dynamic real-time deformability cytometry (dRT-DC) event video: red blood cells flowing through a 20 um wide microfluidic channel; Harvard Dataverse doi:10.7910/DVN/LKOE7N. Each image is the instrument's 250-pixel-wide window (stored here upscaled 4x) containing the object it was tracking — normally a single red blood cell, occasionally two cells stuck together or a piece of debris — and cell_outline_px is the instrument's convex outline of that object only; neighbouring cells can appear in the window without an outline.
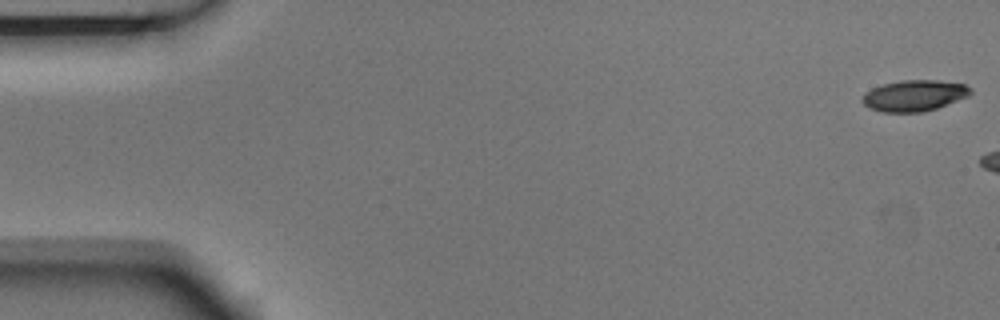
{"species": "Egyptian fruit bat (a non-hibernating species)", "species_latin": "Rousettus aegyptiacus", "temperature_condition": "room temperature", "stored_images_in_passage": 4, "camera_frame_rate_fps": 3000, "um_per_image_px": 0.085, "animal": {"sex": "male"}, "frame": {"image": 1, "passage_image": 1, "time_ms": 0.0, "image_size_px": [1000, 320], "cell_outline_px": [[972, 92], [968, 96], [936, 108], [920, 112], [880, 112], [864, 104], [860, 100], [864, 92], [872, 88], [884, 84], [900, 80], [940, 80], [964, 84], [972, 88]], "centroid_in_image_um": [77.7, 8.11], "position_along_channel_um": 7.3, "area_um2": 19.59}}